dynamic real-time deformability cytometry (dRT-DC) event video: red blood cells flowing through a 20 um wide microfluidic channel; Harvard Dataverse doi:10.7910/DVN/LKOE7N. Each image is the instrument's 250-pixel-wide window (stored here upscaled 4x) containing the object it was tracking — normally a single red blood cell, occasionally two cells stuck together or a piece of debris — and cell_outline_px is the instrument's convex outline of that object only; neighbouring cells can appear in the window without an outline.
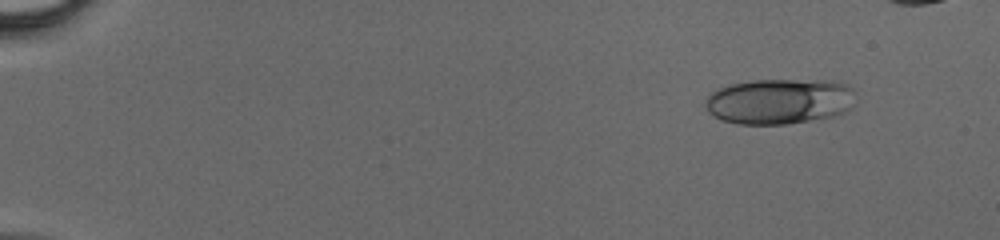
{"species": "human", "species_latin": "Homo sapiens", "temperature_condition": "cold", "stored_images_in_passage": 40, "camera_frame_rate_fps": 3000, "um_per_image_px": 0.085, "donor": {"sex": "male"}, "frame": {"image": 1, "passage_image": 1, "time_ms": 0.0, "image_size_px": [1000, 240], "cell_outline_px": [[856, 92], [852, 108], [848, 112], [832, 116], [788, 124], [736, 124], [720, 120], [712, 116], [704, 108], [704, 100], [708, 92], [716, 88], [728, 84], [752, 80], [832, 80], [848, 84]], "centroid_in_image_um": [66.22, 8.6], "position_along_channel_um": 18.8, "area_um2": 40.92}}
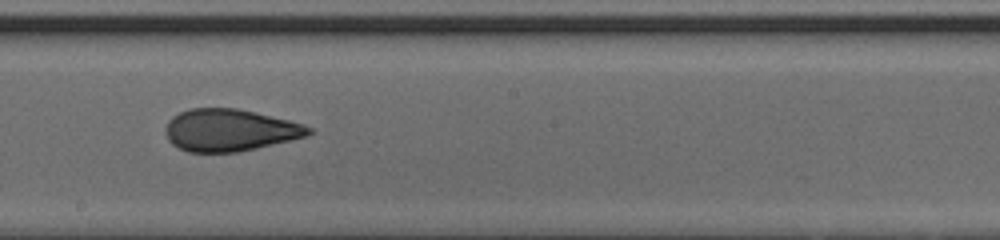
{"frame": {"image": 2, "passage_image": 24, "time_ms": 7.667, "image_size_px": [1000, 240], "cell_outline_px": [[316, 132], [308, 136], [292, 140], [256, 148], [236, 152], [188, 152], [172, 144], [168, 140], [164, 132], [164, 128], [168, 120], [172, 116], [188, 108], [236, 108], [256, 112], [304, 124], [312, 128]], "centroid_in_image_um": [19.53, 11.06], "position_along_channel_um": 228.7, "area_um2": 35.43}}
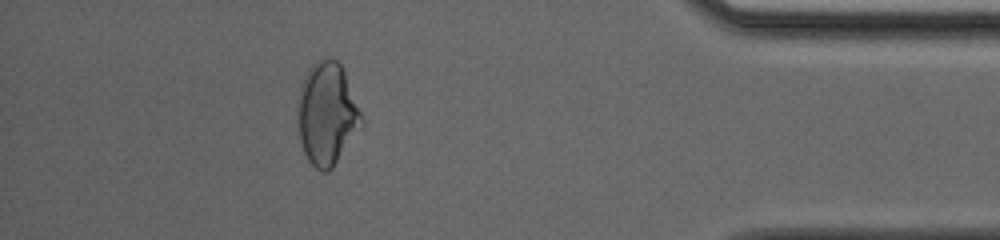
{"frame": {"image": 3, "passage_image": 38, "time_ms": 12.333, "image_size_px": [1000, 240], "cell_outline_px": [[364, 120], [332, 168], [328, 172], [320, 172], [308, 160], [304, 152], [300, 140], [296, 116], [296, 108], [300, 88], [304, 76], [308, 68], [320, 56], [328, 56], [336, 60], [340, 64], [344, 72]], "centroid_in_image_um": [27.74, 9.63], "position_along_channel_um": 407.5, "area_um2": 38.09}}